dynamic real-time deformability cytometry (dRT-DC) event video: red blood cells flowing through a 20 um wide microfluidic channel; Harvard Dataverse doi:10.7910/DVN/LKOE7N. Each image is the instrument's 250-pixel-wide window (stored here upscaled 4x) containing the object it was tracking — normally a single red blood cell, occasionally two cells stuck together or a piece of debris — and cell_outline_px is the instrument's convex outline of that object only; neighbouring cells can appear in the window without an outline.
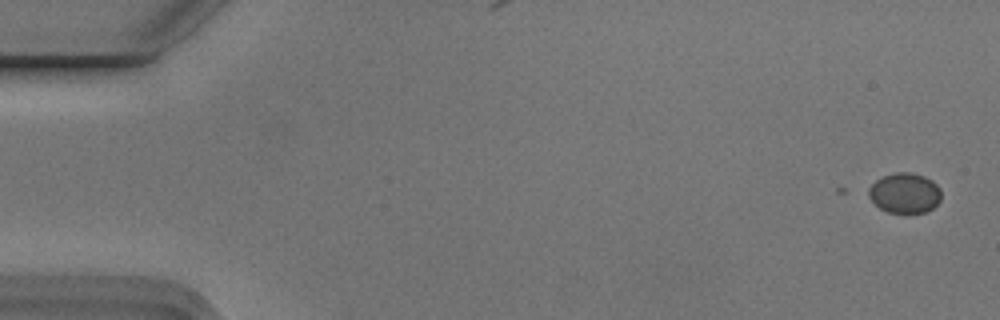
{"species": "Egyptian fruit bat (a non-hibernating species)", "species_latin": "Rousettus aegyptiacus", "temperature_condition": "cold", "stored_images_in_passage": 7, "camera_frame_rate_fps": 3000, "um_per_image_px": 0.085, "animal": {"sex": "male"}, "frame": {"image": 1, "passage_image": 1, "time_ms": 0.0, "image_size_px": [1000, 320], "cell_outline_px": [[940, 200], [932, 208], [924, 212], [888, 212], [880, 208], [868, 196], [868, 188], [876, 180], [884, 176], [896, 172], [912, 172], [924, 176], [932, 180], [940, 188]], "centroid_in_image_um": [76.9, 16.39], "position_along_channel_um": 8.1, "area_um2": 16.82}}